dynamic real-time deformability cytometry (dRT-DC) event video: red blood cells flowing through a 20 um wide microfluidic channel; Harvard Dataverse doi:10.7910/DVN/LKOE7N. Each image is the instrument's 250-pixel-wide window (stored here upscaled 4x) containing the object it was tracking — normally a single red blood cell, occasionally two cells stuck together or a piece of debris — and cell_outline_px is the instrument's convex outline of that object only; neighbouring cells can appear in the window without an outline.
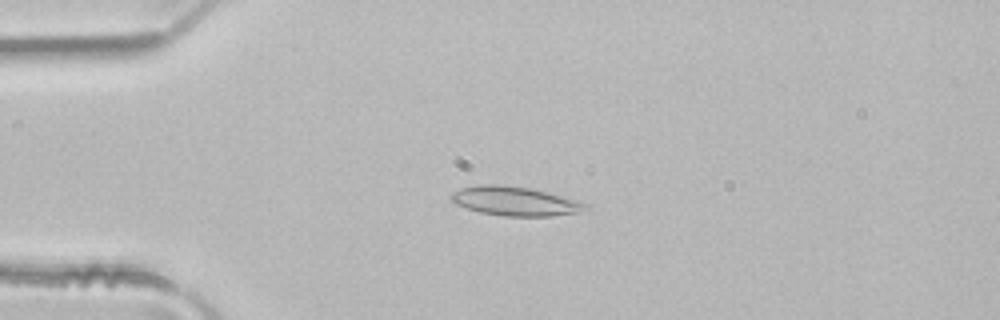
{"species": "common noctule bat (a hibernating species)", "species_latin": "Nyctalus noctula", "temperature_condition": "room temperature", "stored_images_in_passage": 4, "camera_frame_rate_fps": 3000, "um_per_image_px": 0.085, "animal": {"sex": "male", "body_mass_g": 21.5, "forearm_length_mm": 52.0}, "frame": {"image": 1, "passage_image": 3, "time_ms": 0.667, "image_size_px": [1000, 320], "cell_outline_px": [[588, 208], [576, 212], [552, 216], [504, 216], [480, 212], [456, 204], [448, 196], [452, 192], [460, 188], [480, 184], [496, 184], [532, 188], [580, 200], [588, 204]], "centroid_in_image_um": [43.77, 17.08], "position_along_channel_um": 41.2, "area_um2": 22.89}}